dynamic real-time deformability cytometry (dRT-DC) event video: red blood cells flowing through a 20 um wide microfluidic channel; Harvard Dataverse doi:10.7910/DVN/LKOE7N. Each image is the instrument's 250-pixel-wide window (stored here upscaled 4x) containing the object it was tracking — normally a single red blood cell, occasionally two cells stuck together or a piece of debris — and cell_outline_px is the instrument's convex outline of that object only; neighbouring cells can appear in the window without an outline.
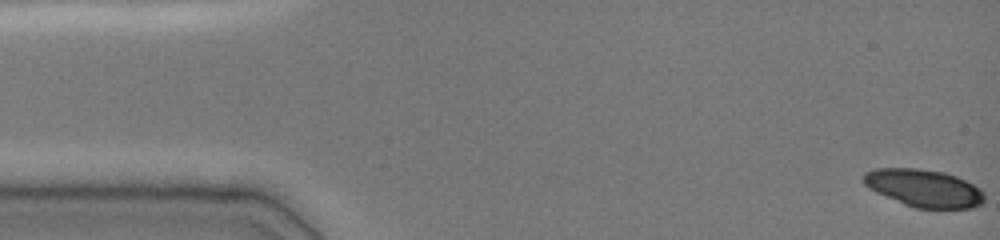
{"species": "common noctule bat (a hibernating species)", "species_latin": "Nyctalus noctula", "temperature_condition": "cold", "stored_images_in_passage": 49, "camera_frame_rate_fps": 3000, "um_per_image_px": 0.085, "animal": {"sex": "female", "body_mass_g": 19.0, "forearm_length_mm": 51.5}, "frame": {"image": 1, "passage_image": 1, "time_ms": 0.0, "image_size_px": [1000, 240], "cell_outline_px": [[984, 204], [972, 208], [916, 208], [904, 204], [876, 192], [868, 188], [864, 184], [864, 172], [876, 168], [916, 168], [944, 172], [956, 176], [980, 188], [984, 192]], "centroid_in_image_um": [78.55, 15.99], "position_along_channel_um": 6.5, "area_um2": 26.47}}
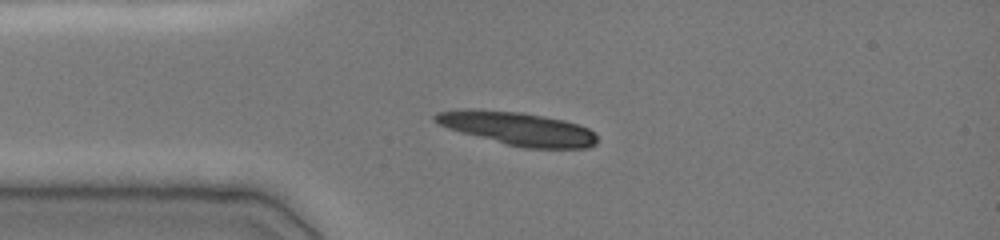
{"frame": {"image": 2, "passage_image": 12, "time_ms": 3.667, "image_size_px": [1000, 240], "cell_outline_px": [[596, 144], [588, 148], [524, 148], [508, 144], [448, 128], [432, 120], [432, 116], [436, 112], [464, 108], [476, 108], [520, 112], [544, 116], [564, 120], [588, 128], [596, 136]], "centroid_in_image_um": [43.97, 10.9], "position_along_channel_um": 41.0, "area_um2": 31.21}}